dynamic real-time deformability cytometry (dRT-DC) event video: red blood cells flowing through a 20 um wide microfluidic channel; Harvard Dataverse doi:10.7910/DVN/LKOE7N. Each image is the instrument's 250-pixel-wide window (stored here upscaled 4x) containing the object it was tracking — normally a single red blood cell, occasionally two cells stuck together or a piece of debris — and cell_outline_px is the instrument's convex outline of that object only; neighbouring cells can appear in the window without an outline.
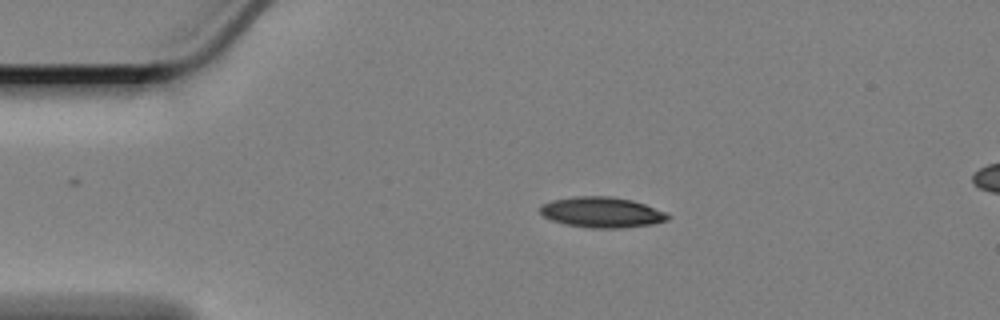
{"species": "Egyptian fruit bat (a non-hibernating species)", "species_latin": "Rousettus aegyptiacus", "temperature_condition": "cold", "stored_images_in_passage": 49, "camera_frame_rate_fps": 3000, "um_per_image_px": 0.085, "animal": {"sex": "female"}, "frame": {"image": 1, "passage_image": 1, "time_ms": 0.0, "image_size_px": [1000, 320], "cell_outline_px": [[672, 216], [668, 220], [652, 224], [620, 228], [592, 228], [564, 224], [552, 220], [544, 216], [540, 212], [540, 204], [552, 200], [572, 196], [608, 196], [632, 200], [644, 204], [664, 212]], "centroid_in_image_um": [51.13, 18.04], "position_along_channel_um": 33.9, "area_um2": 22.72}}
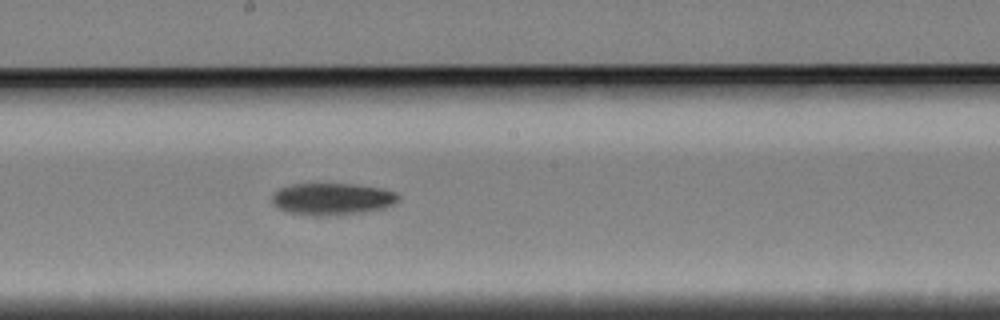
{"frame": {"image": 2, "passage_image": 21, "time_ms": 6.667, "image_size_px": [1000, 320], "cell_outline_px": [[400, 200], [384, 208], [364, 212], [328, 216], [312, 216], [288, 212], [276, 208], [272, 204], [272, 196], [280, 188], [292, 184], [320, 180], [356, 184], [380, 188], [396, 192], [400, 196]], "centroid_in_image_um": [28.2, 16.87], "position_along_channel_um": 220.0, "area_um2": 24.62}}
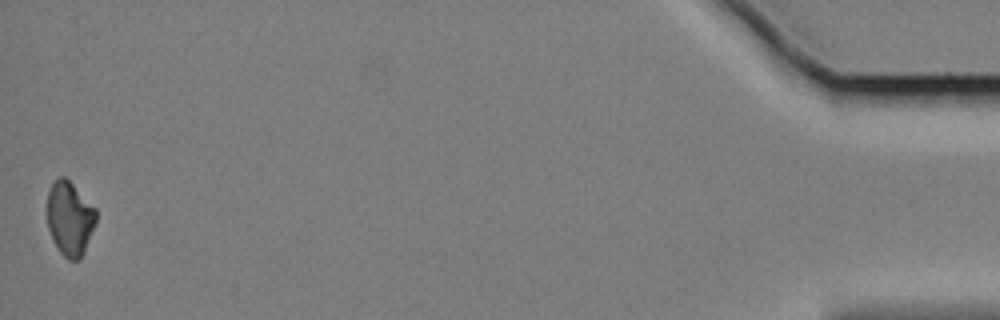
{"frame": {"image": 3, "passage_image": 48, "time_ms": 15.667, "image_size_px": [1000, 320], "cell_outline_px": [[96, 220], [84, 252], [80, 260], [68, 260], [60, 252], [52, 240], [48, 228], [48, 192], [52, 184], [60, 176], [64, 176], [96, 208]], "centroid_in_image_um": [5.93, 18.59], "position_along_channel_um": 429.3, "area_um2": 20.87}}